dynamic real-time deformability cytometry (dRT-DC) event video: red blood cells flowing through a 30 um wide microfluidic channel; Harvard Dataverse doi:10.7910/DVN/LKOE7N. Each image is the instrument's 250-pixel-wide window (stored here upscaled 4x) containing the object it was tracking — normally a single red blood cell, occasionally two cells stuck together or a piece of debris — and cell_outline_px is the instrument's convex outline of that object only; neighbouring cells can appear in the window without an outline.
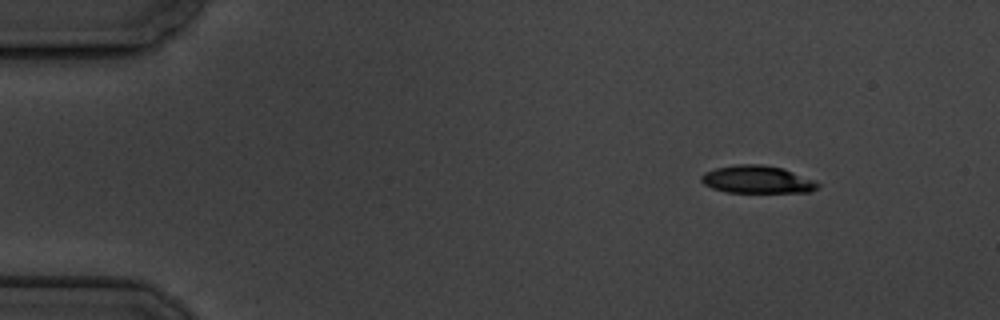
{"species": "common noctule bat (a hibernating species)", "species_latin": "Nyctalus noctula", "temperature_condition": "cold", "stored_images_in_passage": 4, "camera_frame_rate_fps": 3000, "um_per_image_px": 0.085, "animal": {"sex": "male", "body_mass_g": 19.5, "forearm_length_mm": 54.6}, "frame": {"image": 1, "passage_image": 1, "time_ms": 0.0, "image_size_px": [1000, 320], "cell_outline_px": [[820, 184], [812, 192], [728, 192], [712, 188], [704, 184], [700, 180], [700, 176], [704, 172], [716, 168], [736, 164], [760, 164], [784, 168], [812, 180]], "centroid_in_image_um": [64.32, 15.25], "position_along_channel_um": 20.7, "area_um2": 18.67}}
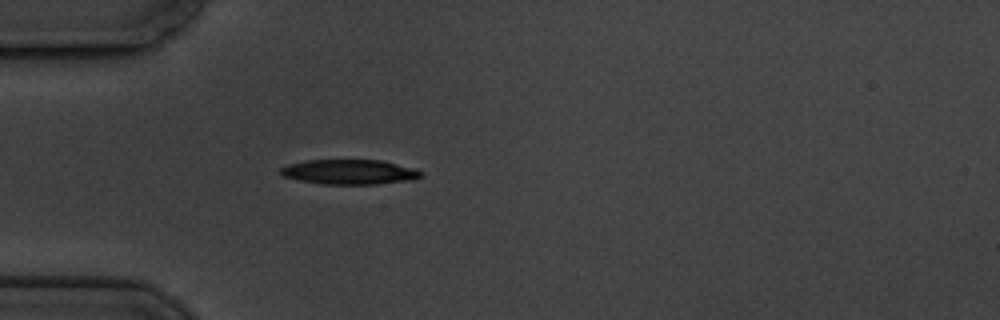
{"frame": {"image": 2, "passage_image": 4, "time_ms": 3.333, "image_size_px": [1000, 320], "cell_outline_px": [[420, 176], [412, 180], [376, 184], [324, 184], [300, 180], [284, 176], [280, 172], [280, 168], [288, 164], [308, 160], [380, 160], [412, 168], [420, 172]], "centroid_in_image_um": [29.66, 14.61], "position_along_channel_um": 55.3, "area_um2": 19.94}}